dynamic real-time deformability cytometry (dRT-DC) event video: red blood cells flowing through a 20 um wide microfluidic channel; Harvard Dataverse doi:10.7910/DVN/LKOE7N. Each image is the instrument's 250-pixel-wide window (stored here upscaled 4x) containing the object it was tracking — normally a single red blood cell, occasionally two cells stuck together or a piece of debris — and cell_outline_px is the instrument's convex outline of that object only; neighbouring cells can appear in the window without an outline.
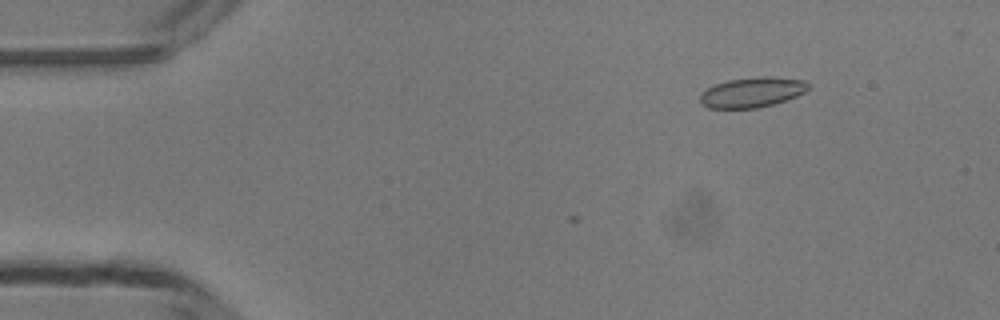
{"species": "common noctule bat (a hibernating species)", "species_latin": "Nyctalus noctula", "temperature_condition": "room temperature", "stored_images_in_passage": 3, "camera_frame_rate_fps": 3000, "um_per_image_px": 0.085, "animal": {"sex": "male", "body_mass_g": 13.3}, "frame": {"image": 1, "passage_image": 3, "time_ms": 0.667, "image_size_px": [1000, 320], "cell_outline_px": [[812, 84], [804, 92], [796, 96], [772, 104], [756, 108], [708, 108], [700, 104], [700, 96], [708, 88], [716, 84], [728, 80], [764, 76], [768, 76], [804, 80]], "centroid_in_image_um": [63.94, 7.84], "position_along_channel_um": 21.1, "area_um2": 18.79}}